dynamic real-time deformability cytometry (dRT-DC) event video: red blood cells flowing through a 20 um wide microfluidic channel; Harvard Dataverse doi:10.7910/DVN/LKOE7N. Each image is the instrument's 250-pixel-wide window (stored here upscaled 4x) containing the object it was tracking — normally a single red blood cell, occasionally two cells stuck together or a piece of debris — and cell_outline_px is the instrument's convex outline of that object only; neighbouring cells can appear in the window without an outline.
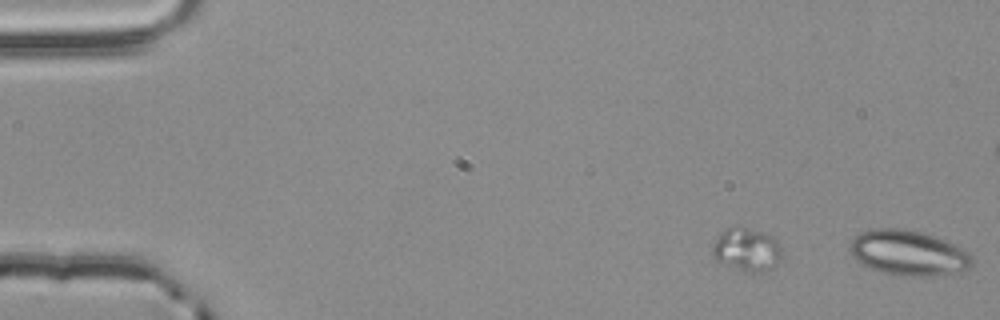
{"species": "common noctule bat (a hibernating species)", "species_latin": "Nyctalus noctula", "temperature_condition": "room temperature", "stored_images_in_passage": 8, "segment_of_instrument_passage": [2, 2], "camera_frame_rate_fps": 3000, "um_per_image_px": 0.085, "animal": {"sex": "male", "body_mass_g": 20.4}, "frame": {"image": 1, "passage_image": 8, "time_ms": 2.333, "image_size_px": [1000, 320], "cell_outline_px": [[972, 264], [968, 268], [952, 272], [924, 276], [900, 276], [884, 272], [872, 268], [856, 260], [852, 256], [848, 248], [852, 240], [860, 232], [872, 228], [900, 228], [924, 232], [936, 236], [968, 252], [972, 256]], "centroid_in_image_um": [77.16, 21.47], "position_along_channel_um": 7.8, "area_um2": 31.85}}